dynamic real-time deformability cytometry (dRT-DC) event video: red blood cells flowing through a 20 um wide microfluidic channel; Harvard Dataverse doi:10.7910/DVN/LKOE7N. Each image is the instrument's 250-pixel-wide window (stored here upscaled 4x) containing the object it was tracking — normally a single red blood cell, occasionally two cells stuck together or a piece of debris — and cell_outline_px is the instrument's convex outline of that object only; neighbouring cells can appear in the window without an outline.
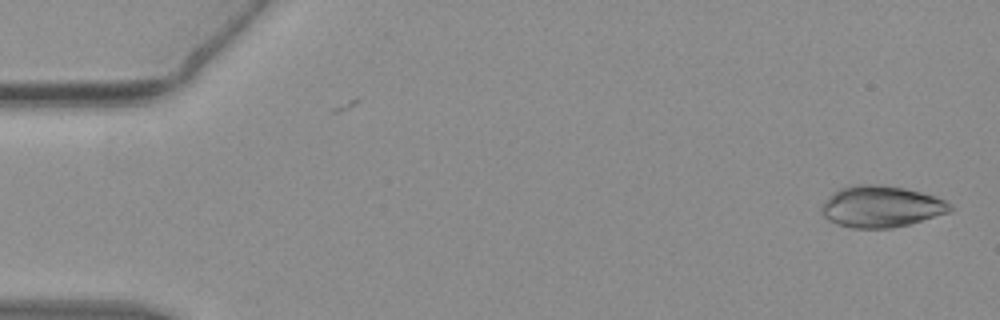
{"species": "common noctule bat (a hibernating species)", "species_latin": "Nyctalus noctula", "temperature_condition": "warm", "stored_images_in_passage": 52, "camera_frame_rate_fps": 3000, "um_per_image_px": 0.085, "animal": {"sex": "female", "body_mass_g": 19.3, "forearm_length_mm": 54.1}, "frame": {"image": 1, "passage_image": 1, "time_ms": 0.0, "image_size_px": [1000, 320], "cell_outline_px": [[956, 208], [948, 212], [908, 224], [892, 228], [852, 228], [836, 224], [828, 220], [824, 216], [820, 208], [840, 188], [856, 184], [880, 184], [904, 188], [920, 192], [944, 200], [952, 204]], "centroid_in_image_um": [74.91, 17.56], "position_along_channel_um": 10.1, "area_um2": 30.69}}
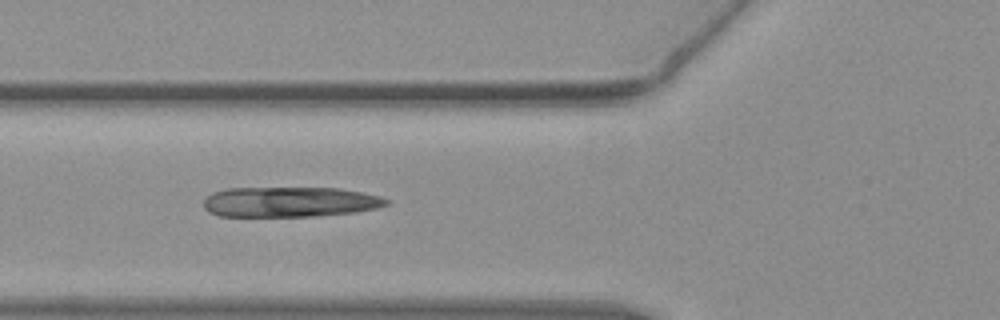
{"frame": {"image": 2, "passage_image": 19, "time_ms": 6.0, "image_size_px": [1000, 320], "cell_outline_px": [[388, 204], [376, 208], [352, 212], [312, 216], [220, 216], [208, 212], [204, 208], [204, 200], [212, 192], [228, 188], [340, 188], [364, 192], [380, 196], [388, 200]], "centroid_in_image_um": [24.61, 17.15], "position_along_channel_um": 101.2, "area_um2": 32.08}}
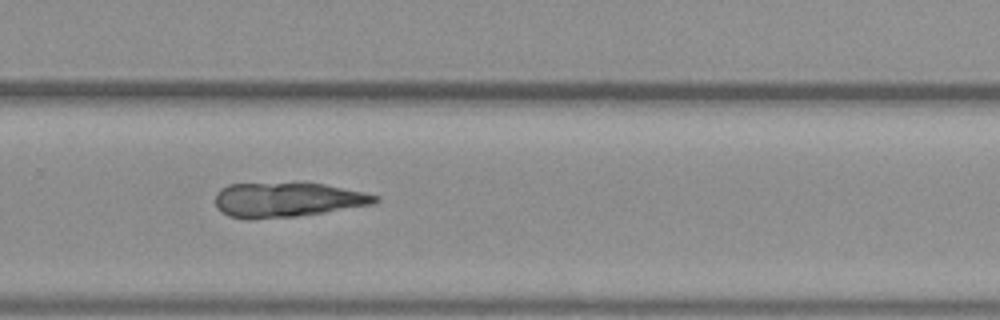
{"frame": {"image": 3, "passage_image": 35, "time_ms": 11.333, "image_size_px": [1000, 320], "cell_outline_px": [[380, 200], [372, 204], [324, 212], [296, 216], [248, 220], [228, 216], [220, 212], [216, 208], [216, 192], [220, 188], [228, 184], [324, 184], [364, 192], [380, 196]], "centroid_in_image_um": [24.37, 17.0], "position_along_channel_um": 305.4, "area_um2": 32.02}}